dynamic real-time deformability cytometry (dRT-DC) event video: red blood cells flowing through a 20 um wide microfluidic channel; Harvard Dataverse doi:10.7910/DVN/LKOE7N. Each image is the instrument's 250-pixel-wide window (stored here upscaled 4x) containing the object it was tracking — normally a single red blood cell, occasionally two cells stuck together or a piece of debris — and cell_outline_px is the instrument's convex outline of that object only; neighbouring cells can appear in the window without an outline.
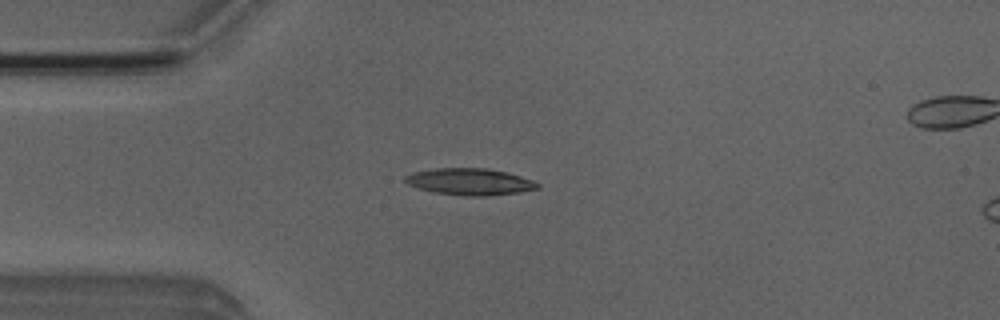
{"species": "Egyptian fruit bat (a non-hibernating species)", "species_latin": "Rousettus aegyptiacus", "temperature_condition": "room temperature", "stored_images_in_passage": 34, "camera_frame_rate_fps": 3000, "um_per_image_px": 0.085, "animal": {"sex": "male"}, "frame": {"image": 1, "passage_image": 2, "time_ms": 0.333, "image_size_px": [1000, 320], "cell_outline_px": [[540, 188], [520, 192], [488, 196], [468, 196], [436, 192], [420, 188], [408, 184], [404, 180], [404, 176], [412, 172], [436, 168], [488, 168], [520, 176], [532, 180], [540, 184]], "centroid_in_image_um": [39.95, 15.44], "position_along_channel_um": 45.1, "area_um2": 20.46}}
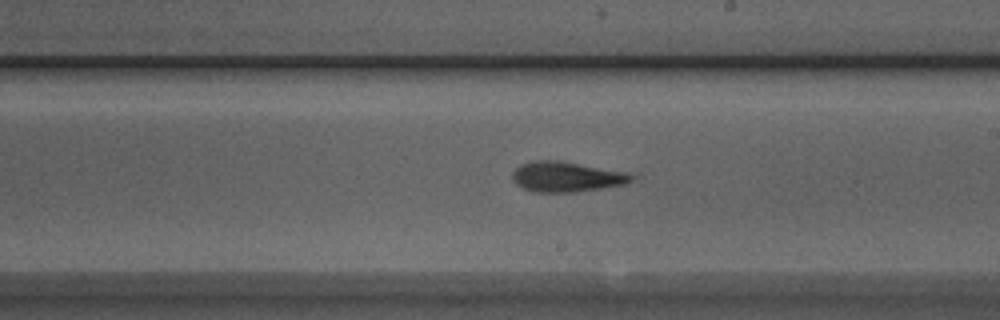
{"frame": {"image": 2, "passage_image": 18, "time_ms": 5.667, "image_size_px": [1000, 320], "cell_outline_px": [[636, 180], [624, 184], [576, 192], [532, 192], [516, 184], [512, 180], [512, 172], [516, 168], [524, 164], [536, 160], [556, 160], [624, 172], [636, 176]], "centroid_in_image_um": [48.14, 15.04], "position_along_channel_um": 240.9, "area_um2": 20.69}}
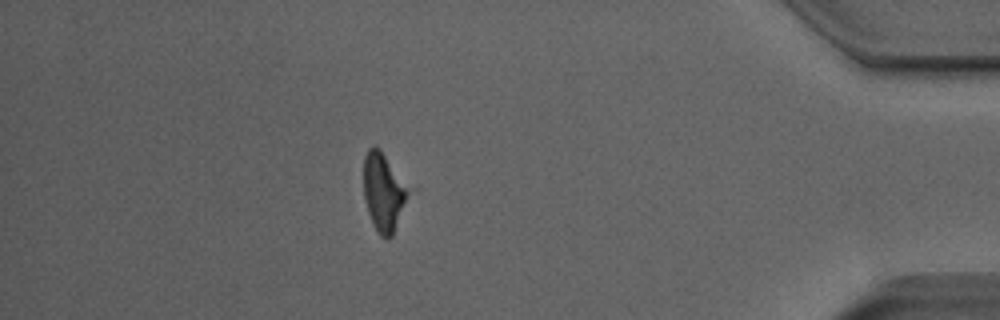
{"frame": {"image": 3, "passage_image": 34, "time_ms": 11.0, "image_size_px": [1000, 320], "cell_outline_px": [[408, 192], [392, 236], [388, 240], [380, 236], [372, 224], [364, 200], [364, 156], [368, 148], [380, 148]], "centroid_in_image_um": [32.52, 16.37], "position_along_channel_um": 402.7, "area_um2": 19.31}, "authors_computed_cell_mechanics": {"area_um2": 20.3745, "velocity_mm_per_s": 3.9563, "shape_relaxation_time_tau1_ms": 7.6358, "shape_relaxation_time_tau2_ms": 3.3894, "deformation_change_tau1": 0.2291, "deformation_change_tau2": 0.1427}}